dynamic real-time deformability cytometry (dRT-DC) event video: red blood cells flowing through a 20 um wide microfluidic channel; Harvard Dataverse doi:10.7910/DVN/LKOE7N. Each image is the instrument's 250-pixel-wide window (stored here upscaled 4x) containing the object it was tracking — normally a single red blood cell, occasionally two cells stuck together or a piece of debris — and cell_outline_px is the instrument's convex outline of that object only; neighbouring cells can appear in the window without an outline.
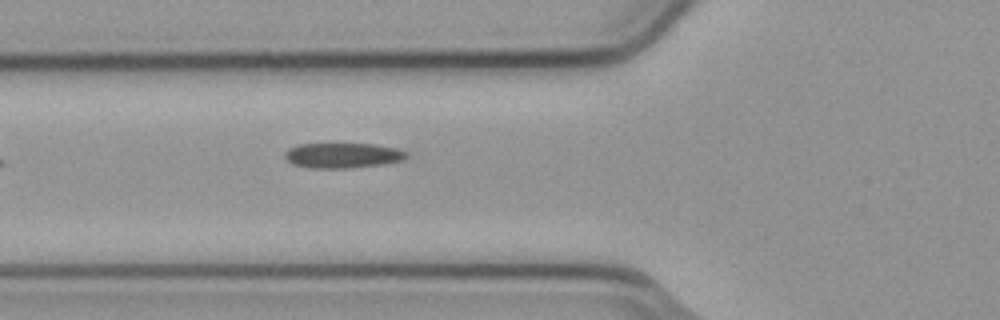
{"species": "common noctule bat (a hibernating species)", "species_latin": "Nyctalus noctula", "temperature_condition": "cold", "stored_images_in_passage": 2, "camera_frame_rate_fps": 3000, "um_per_image_px": 0.085, "animal": {"sex": "male", "body_mass_g": 23.1, "forearm_length_mm": 52.7}, "frame": {"image": 1, "passage_image": 2, "time_ms": 0.333, "image_size_px": [1000, 320], "cell_outline_px": [[408, 156], [400, 160], [380, 164], [348, 168], [312, 168], [292, 164], [284, 156], [284, 152], [288, 148], [296, 144], [376, 144], [396, 148], [408, 152]], "centroid_in_image_um": [29.08, 13.2], "position_along_channel_um": 96.7, "area_um2": 17.74}}